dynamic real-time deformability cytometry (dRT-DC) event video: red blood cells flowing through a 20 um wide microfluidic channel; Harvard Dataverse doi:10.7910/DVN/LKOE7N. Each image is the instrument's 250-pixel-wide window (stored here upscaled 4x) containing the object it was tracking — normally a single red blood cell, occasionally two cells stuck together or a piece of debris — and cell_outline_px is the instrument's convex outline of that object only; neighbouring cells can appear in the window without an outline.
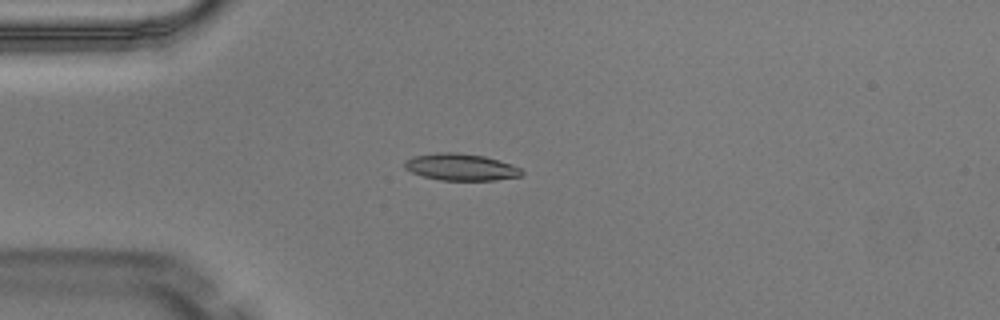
{"species": "Egyptian fruit bat (a non-hibernating species)", "species_latin": "Rousettus aegyptiacus", "temperature_condition": "warm", "stored_images_in_passage": 3, "camera_frame_rate_fps": 3000, "um_per_image_px": 0.085, "animal": {"sex": "male"}, "frame": {"image": 1, "passage_image": 3, "time_ms": 0.667, "image_size_px": [1000, 320], "cell_outline_px": [[524, 176], [496, 180], [440, 180], [424, 176], [412, 172], [404, 168], [404, 160], [412, 156], [436, 152], [456, 152], [484, 156], [512, 164], [520, 168], [524, 172]], "centroid_in_image_um": [39.18, 14.19], "position_along_channel_um": 45.8, "area_um2": 18.5}}